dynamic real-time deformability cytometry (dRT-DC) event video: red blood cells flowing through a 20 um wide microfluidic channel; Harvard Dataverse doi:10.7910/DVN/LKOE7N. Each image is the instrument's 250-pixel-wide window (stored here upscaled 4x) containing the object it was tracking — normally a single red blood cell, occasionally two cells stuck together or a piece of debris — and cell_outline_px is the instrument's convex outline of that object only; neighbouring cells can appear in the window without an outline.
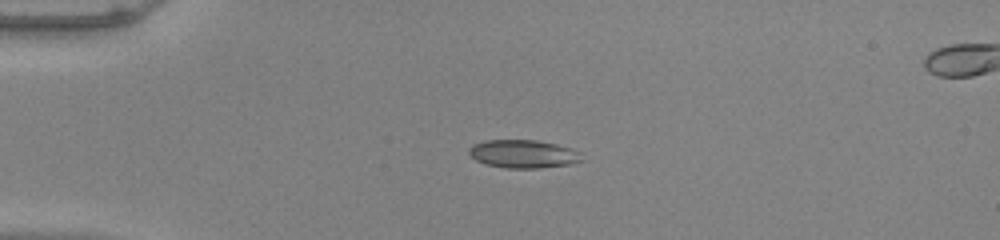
{"species": "common noctule bat (a hibernating species)", "species_latin": "Nyctalus noctula", "temperature_condition": "warm", "stored_images_in_passage": 40, "camera_frame_rate_fps": 3000, "um_per_image_px": 0.085, "animal": {"sex": "male", "body_mass_g": 20.0, "forearm_length_mm": 53.3}, "frame": {"image": 1, "passage_image": 1, "time_ms": 0.0, "image_size_px": [1000, 240], "cell_outline_px": [[584, 160], [572, 164], [536, 168], [504, 168], [484, 164], [476, 160], [468, 152], [468, 148], [472, 144], [484, 140], [536, 140], [556, 144], [572, 148], [580, 152]], "centroid_in_image_um": [44.48, 13.08], "position_along_channel_um": 40.5, "area_um2": 18.73}}
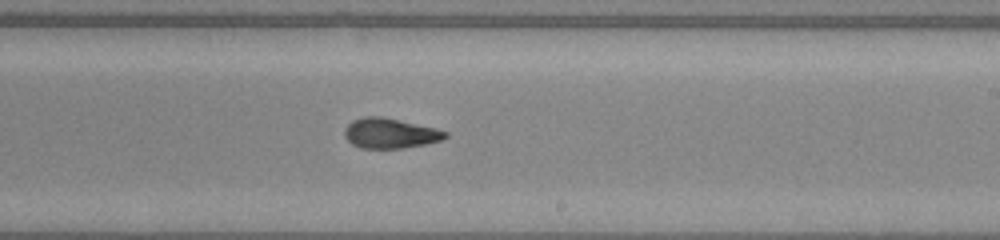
{"frame": {"image": 2, "passage_image": 20, "time_ms": 6.333, "image_size_px": [1000, 240], "cell_outline_px": [[448, 136], [440, 140], [424, 144], [404, 148], [360, 148], [352, 144], [344, 136], [344, 128], [352, 120], [364, 116], [380, 116], [400, 120], [436, 128], [448, 132]], "centroid_in_image_um": [33.13, 11.32], "position_along_channel_um": 255.9, "area_um2": 17.69}}
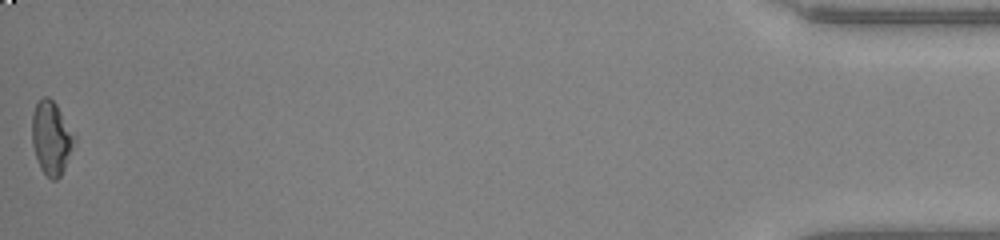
{"frame": {"image": 3, "passage_image": 40, "time_ms": 13.0, "image_size_px": [1000, 240], "cell_outline_px": [[76, 140], [64, 168], [60, 176], [56, 180], [52, 180], [40, 168], [36, 160], [32, 144], [32, 116], [36, 104], [44, 96], [48, 96], [56, 104], [76, 136]], "centroid_in_image_um": [4.36, 11.72], "position_along_channel_um": 430.8, "area_um2": 18.03}, "authors_computed_cell_mechanics": {"area_um2": 17.9469, "velocity_mm_per_s": 3.9998, "shape_relaxation_time_tau1_ms": null, "shape_relaxation_time_tau2_ms": 1.9083, "deformation_change_tau1": null, "deformation_change_tau2": 0.072}}